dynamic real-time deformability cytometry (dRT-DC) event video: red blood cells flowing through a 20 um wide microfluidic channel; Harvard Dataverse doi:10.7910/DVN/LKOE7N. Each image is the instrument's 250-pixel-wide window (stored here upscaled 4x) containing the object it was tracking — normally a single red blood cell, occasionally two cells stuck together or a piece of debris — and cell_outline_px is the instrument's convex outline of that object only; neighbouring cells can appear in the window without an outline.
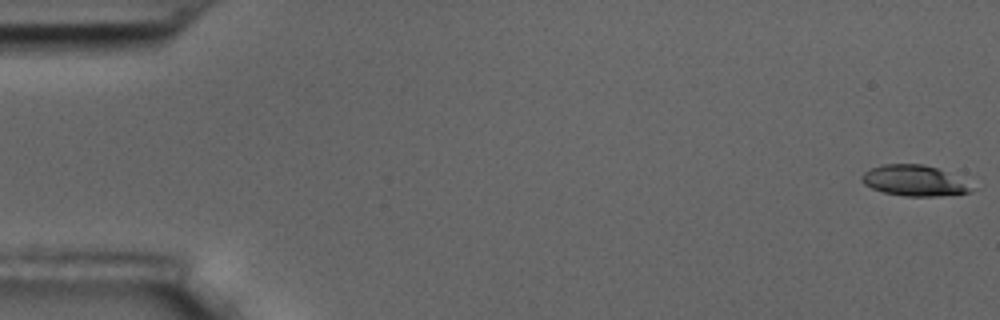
{"species": "common noctule bat (a hibernating species)", "species_latin": "Nyctalus noctula", "temperature_condition": "room temperature", "stored_images_in_passage": 56, "camera_frame_rate_fps": 3000, "um_per_image_px": 0.085, "animal": {"sex": "male", "body_mass_g": 17.5, "forearm_length_mm": 52.3}, "frame": {"image": 1, "passage_image": 1, "time_ms": 0.0, "image_size_px": [1000, 320], "cell_outline_px": [[980, 188], [972, 192], [940, 196], [904, 196], [884, 192], [872, 188], [864, 184], [860, 180], [860, 176], [864, 172], [872, 168], [884, 164], [920, 164], [936, 168]], "centroid_in_image_um": [77.74, 15.37], "position_along_channel_um": 7.3, "area_um2": 19.65}}
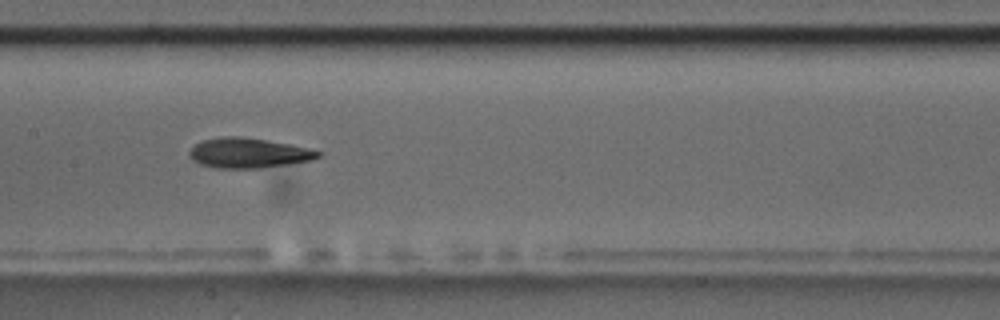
{"frame": {"image": 2, "passage_image": 28, "time_ms": 9.0, "image_size_px": [1000, 320], "cell_outline_px": [[324, 152], [320, 156], [312, 160], [288, 164], [260, 168], [216, 168], [200, 164], [192, 160], [188, 156], [188, 152], [200, 140], [224, 136], [240, 136], [288, 144]], "centroid_in_image_um": [21.08, 13.01], "position_along_channel_um": 186.3, "area_um2": 22.43}}
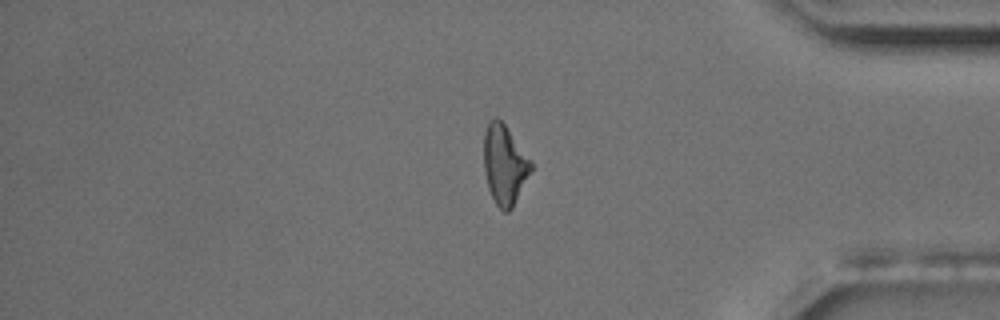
{"frame": {"image": 3, "passage_image": 47, "time_ms": 15.333, "image_size_px": [1000, 320], "cell_outline_px": [[532, 168], [512, 208], [508, 212], [504, 212], [496, 204], [488, 188], [484, 168], [484, 132], [488, 124], [496, 116], [504, 124], [532, 164]], "centroid_in_image_um": [42.85, 14.02], "position_along_channel_um": 392.3, "area_um2": 21.15}, "authors_computed_cell_mechanics": {"area_um2": 21.964, "velocity_mm_per_s": 3.6284, "shape_relaxation_time_tau1_ms": 7.9083, "shape_relaxation_time_tau2_ms": 4.8553, "deformation_change_tau1": 0.1976, "deformation_change_tau2": 0.1633}}